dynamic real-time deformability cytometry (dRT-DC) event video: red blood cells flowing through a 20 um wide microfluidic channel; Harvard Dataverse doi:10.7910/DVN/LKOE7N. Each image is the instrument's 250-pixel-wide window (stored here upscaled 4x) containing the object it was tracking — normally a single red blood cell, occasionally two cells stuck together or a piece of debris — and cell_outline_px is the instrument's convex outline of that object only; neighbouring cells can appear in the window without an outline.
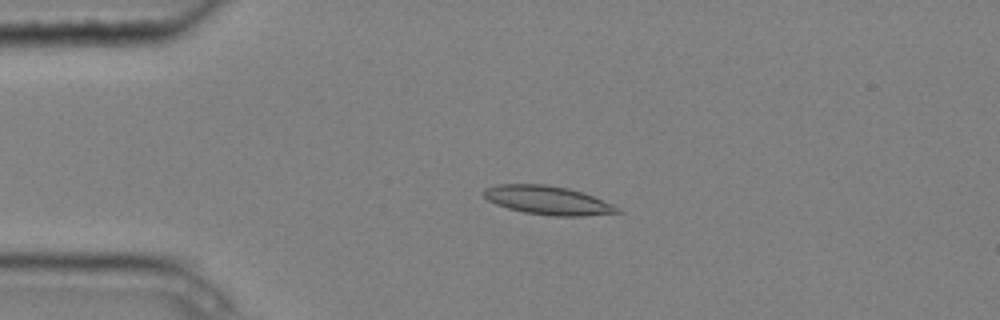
{"species": "common noctule bat (a hibernating species)", "species_latin": "Nyctalus noctula", "temperature_condition": "cold", "stored_images_in_passage": 5, "camera_frame_rate_fps": 3000, "um_per_image_px": 0.085, "animal": {"sex": "male", "body_mass_g": 20.4}, "frame": {"image": 1, "passage_image": 3, "time_ms": 0.667, "image_size_px": [1000, 320], "cell_outline_px": [[624, 212], [584, 216], [552, 216], [524, 212], [508, 208], [496, 204], [488, 200], [484, 196], [484, 188], [496, 184], [544, 184], [568, 188], [592, 196], [612, 204], [620, 208]], "centroid_in_image_um": [46.56, 17.03], "position_along_channel_um": 38.4, "area_um2": 22.25}}
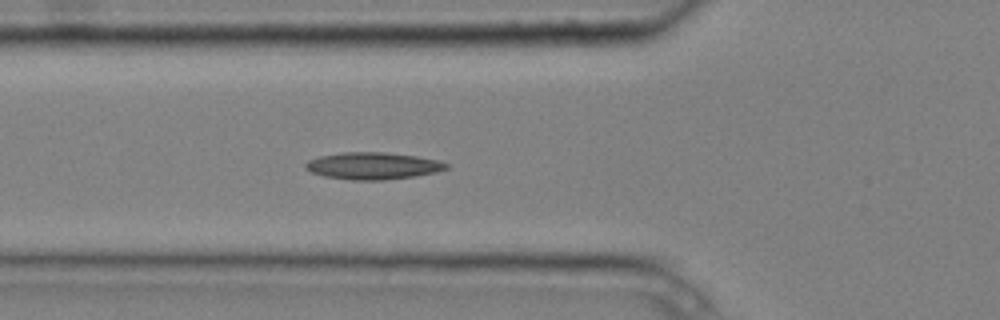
{"frame": {"image": 2, "passage_image": 5, "time_ms": 1.333, "image_size_px": [1000, 320], "cell_outline_px": [[448, 168], [436, 172], [412, 176], [384, 180], [348, 180], [324, 176], [312, 172], [304, 168], [304, 164], [308, 160], [320, 156], [340, 152], [384, 152], [416, 156], [436, 160], [448, 164]], "centroid_in_image_um": [31.64, 14.09], "position_along_channel_um": 94.2, "area_um2": 22.08}}